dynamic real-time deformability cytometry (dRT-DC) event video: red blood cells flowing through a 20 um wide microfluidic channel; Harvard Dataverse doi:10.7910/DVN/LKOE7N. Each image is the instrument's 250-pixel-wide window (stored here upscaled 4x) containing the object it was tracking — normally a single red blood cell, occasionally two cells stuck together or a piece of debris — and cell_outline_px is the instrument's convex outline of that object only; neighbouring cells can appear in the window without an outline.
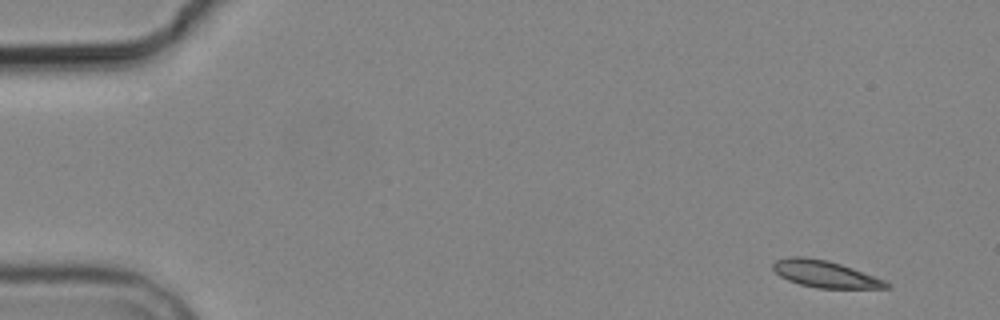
{"species": "common noctule bat (a hibernating species)", "species_latin": "Nyctalus noctula", "temperature_condition": "cold", "stored_images_in_passage": 8, "camera_frame_rate_fps": 3000, "um_per_image_px": 0.085, "animal": {"sex": "male", "body_mass_g": 19.2, "forearm_length_mm": 51.8}, "frame": {"image": 1, "passage_image": 1, "time_ms": 0.0, "image_size_px": [1000, 320], "cell_outline_px": [[892, 288], [816, 288], [800, 284], [788, 280], [780, 276], [772, 268], [772, 264], [776, 260], [788, 256], [804, 256], [828, 260], [852, 268], [884, 280], [892, 284]], "centroid_in_image_um": [70.12, 23.29], "position_along_channel_um": 14.9, "area_um2": 17.74}}
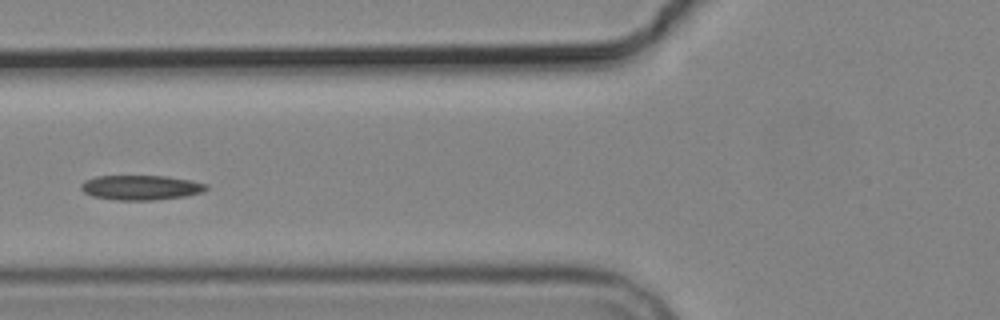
{"frame": {"image": 2, "passage_image": 6, "time_ms": 6.0, "image_size_px": [1000, 320], "cell_outline_px": [[208, 188], [204, 192], [184, 196], [152, 200], [116, 200], [92, 196], [84, 192], [80, 188], [80, 184], [84, 180], [96, 176], [168, 176], [192, 180], [208, 184]], "centroid_in_image_um": [11.98, 15.93], "position_along_channel_um": 113.8, "area_um2": 18.21}}
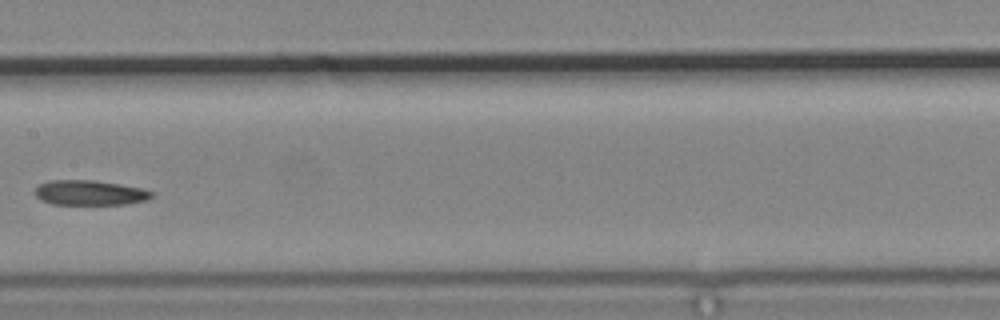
{"frame": {"image": 3, "passage_image": 8, "time_ms": 8.333, "image_size_px": [1000, 320], "cell_outline_px": [[156, 192], [148, 200], [128, 204], [52, 204], [40, 200], [36, 196], [36, 188], [40, 184], [48, 180], [92, 180], [120, 184], [144, 188]], "centroid_in_image_um": [7.68, 16.38], "position_along_channel_um": 199.7, "area_um2": 17.11}}